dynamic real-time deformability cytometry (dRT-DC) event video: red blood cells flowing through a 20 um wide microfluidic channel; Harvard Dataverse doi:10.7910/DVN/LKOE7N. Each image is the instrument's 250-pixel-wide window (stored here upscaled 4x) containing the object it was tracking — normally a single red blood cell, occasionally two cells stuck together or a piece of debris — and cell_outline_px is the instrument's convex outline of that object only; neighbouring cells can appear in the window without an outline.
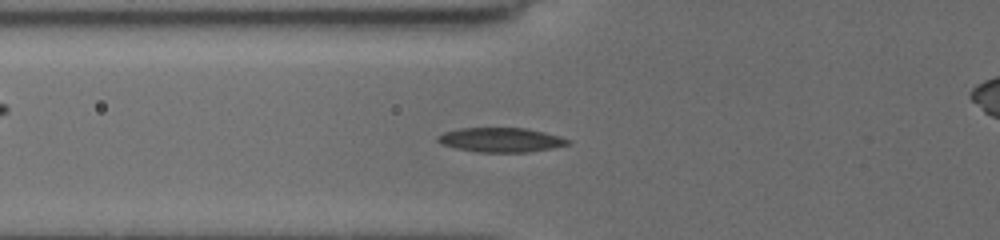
{"species": "common noctule bat (a hibernating species)", "species_latin": "Nyctalus noctula", "temperature_condition": "cold", "stored_images_in_passage": 8, "camera_frame_rate_fps": 3000, "um_per_image_px": 0.085, "animal": {"sex": "female", "body_mass_g": 19.5, "forearm_length_mm": 54.1}, "frame": {"image": 1, "passage_image": 4, "time_ms": 0.667, "image_size_px": [1000, 240], "cell_outline_px": [[572, 144], [552, 148], [528, 152], [476, 152], [456, 148], [440, 144], [436, 140], [436, 136], [444, 132], [460, 128], [528, 128], [560, 136], [572, 140]], "centroid_in_image_um": [42.59, 11.89], "position_along_channel_um": 83.2, "area_um2": 18.73}}